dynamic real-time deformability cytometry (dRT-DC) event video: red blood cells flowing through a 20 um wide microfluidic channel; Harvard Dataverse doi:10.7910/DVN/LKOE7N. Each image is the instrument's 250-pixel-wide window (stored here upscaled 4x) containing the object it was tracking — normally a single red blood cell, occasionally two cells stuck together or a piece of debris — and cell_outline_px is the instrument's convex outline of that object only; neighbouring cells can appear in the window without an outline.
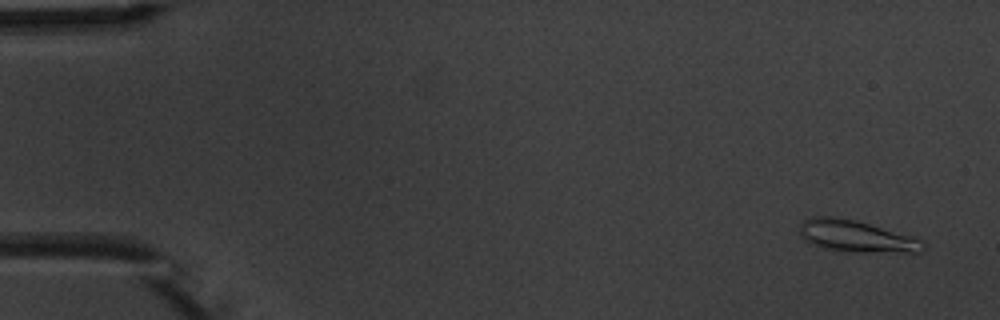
{"species": "common noctule bat (a hibernating species)", "species_latin": "Nyctalus noctula", "temperature_condition": "warm", "stored_images_in_passage": 6, "camera_frame_rate_fps": 3000, "um_per_image_px": 0.085, "animal": {"sex": "male", "body_mass_g": 20.1, "forearm_length_mm": 53.5}, "frame": {"image": 1, "passage_image": 1, "time_ms": 0.0, "image_size_px": [1000, 320], "cell_outline_px": [[928, 248], [924, 252], [836, 252], [824, 248], [804, 240], [800, 232], [800, 224], [804, 220], [812, 216], [828, 216], [856, 220], [912, 236], [920, 240]], "centroid_in_image_um": [72.79, 20.1], "position_along_channel_um": 12.2, "area_um2": 23.0}}
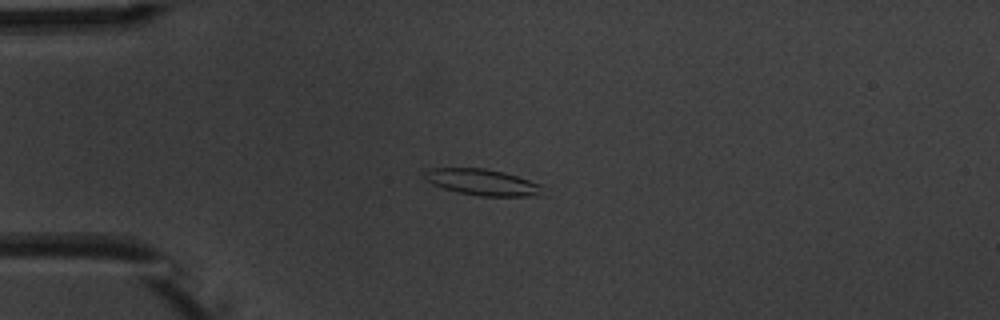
{"frame": {"image": 2, "passage_image": 4, "time_ms": 3.667, "image_size_px": [1000, 320], "cell_outline_px": [[548, 196], [480, 196], [460, 192], [444, 188], [432, 184], [420, 172], [432, 168], [484, 168], [504, 172], [544, 184]], "centroid_in_image_um": [41.14, 15.5], "position_along_channel_um": 43.9, "area_um2": 18.5}}